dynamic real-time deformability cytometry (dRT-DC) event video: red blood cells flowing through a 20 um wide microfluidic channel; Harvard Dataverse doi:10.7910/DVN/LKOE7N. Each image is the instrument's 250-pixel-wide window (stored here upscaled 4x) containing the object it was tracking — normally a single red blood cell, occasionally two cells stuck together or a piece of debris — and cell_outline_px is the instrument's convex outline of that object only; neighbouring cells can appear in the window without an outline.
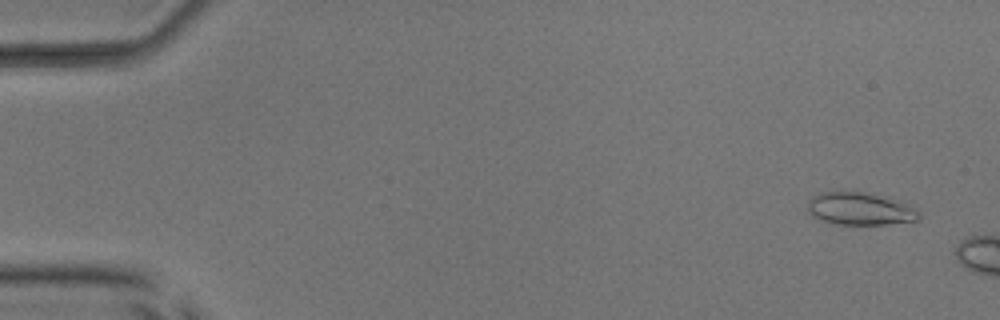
{"species": "common noctule bat (a hibernating species)", "species_latin": "Nyctalus noctula", "temperature_condition": "room temperature", "stored_images_in_passage": 8, "camera_frame_rate_fps": 3000, "um_per_image_px": 0.085, "animal": {"sex": "male", "body_mass_g": 17.9, "forearm_length_mm": 54.2}, "frame": {"image": 1, "passage_image": 3, "time_ms": 0.667, "image_size_px": [1000, 320], "cell_outline_px": [[920, 220], [888, 224], [832, 224], [820, 220], [812, 216], [808, 212], [808, 200], [812, 196], [820, 192], [856, 188], [888, 196], [912, 204], [920, 212]], "centroid_in_image_um": [73.13, 17.68], "position_along_channel_um": 11.9, "area_um2": 22.54}}